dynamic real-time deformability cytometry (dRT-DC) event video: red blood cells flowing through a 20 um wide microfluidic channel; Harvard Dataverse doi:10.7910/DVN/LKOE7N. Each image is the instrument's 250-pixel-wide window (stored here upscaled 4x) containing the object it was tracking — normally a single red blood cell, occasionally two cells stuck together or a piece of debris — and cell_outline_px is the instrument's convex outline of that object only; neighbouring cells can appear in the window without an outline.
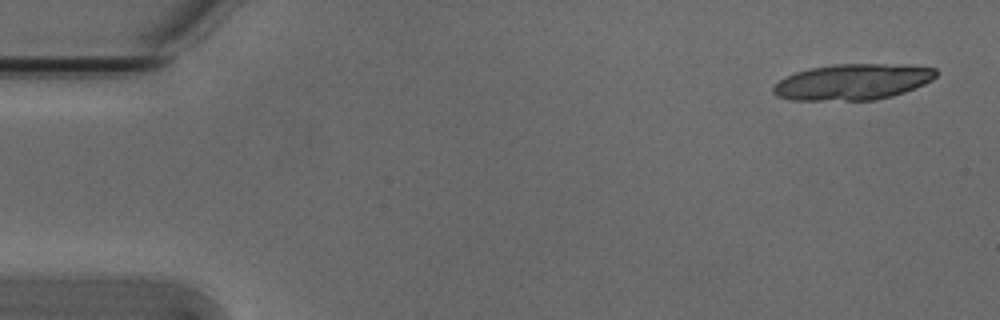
{"species": "Egyptian fruit bat (a non-hibernating species)", "species_latin": "Rousettus aegyptiacus", "temperature_condition": "cold", "stored_images_in_passage": 6, "camera_frame_rate_fps": 3000, "um_per_image_px": 0.085, "animal": {"sex": "male"}, "frame": {"image": 1, "passage_image": 1, "time_ms": 0.0, "image_size_px": [1000, 320], "cell_outline_px": [[936, 76], [932, 80], [924, 84], [904, 92], [892, 96], [876, 100], [792, 100], [776, 96], [772, 92], [772, 84], [796, 72], [808, 68], [832, 64], [908, 64], [936, 68]], "centroid_in_image_um": [72.47, 6.95], "position_along_channel_um": 12.5, "area_um2": 34.39}}
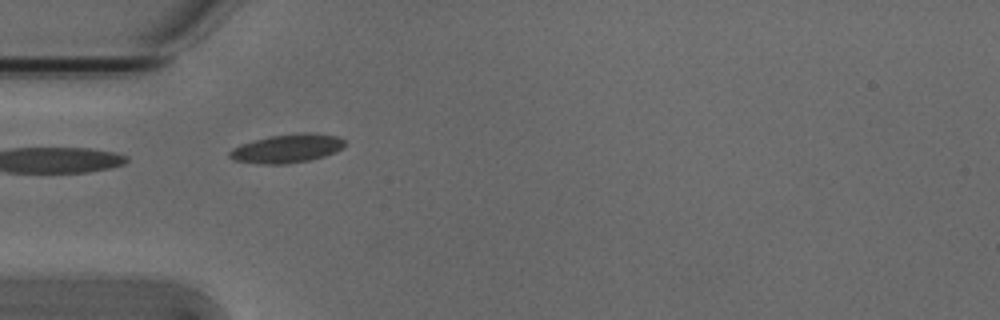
{"frame": {"image": 2, "passage_image": 5, "time_ms": 1.333, "image_size_px": [1000, 320], "cell_outline_px": [[344, 144], [336, 152], [324, 156], [308, 160], [284, 164], [260, 164], [232, 160], [228, 156], [228, 152], [232, 148], [240, 144], [252, 140], [268, 136], [304, 132], [340, 136], [344, 140]], "centroid_in_image_um": [24.34, 12.61], "position_along_channel_um": 60.7, "area_um2": 19.31}}